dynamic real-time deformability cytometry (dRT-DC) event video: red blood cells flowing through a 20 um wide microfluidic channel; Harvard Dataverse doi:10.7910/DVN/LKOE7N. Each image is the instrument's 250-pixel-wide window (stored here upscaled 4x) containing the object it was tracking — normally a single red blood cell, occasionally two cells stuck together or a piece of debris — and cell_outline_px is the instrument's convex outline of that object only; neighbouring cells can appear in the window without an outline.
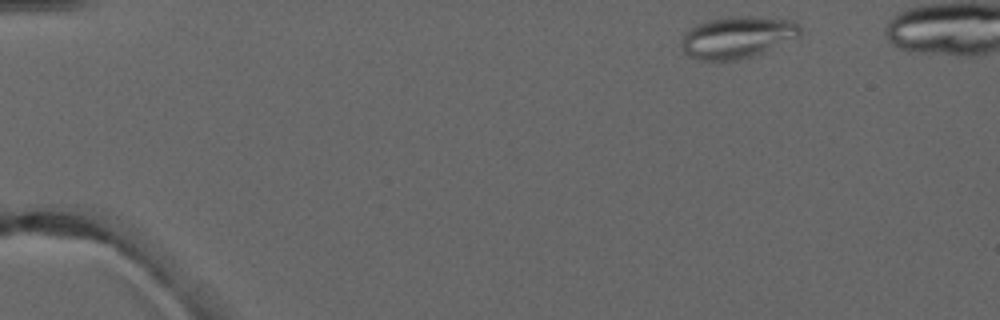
{"species": "common noctule bat (a hibernating species)", "species_latin": "Nyctalus noctula", "temperature_condition": "warm", "stored_images_in_passage": 5, "camera_frame_rate_fps": 3000, "um_per_image_px": 0.085, "animal": {"sex": "male", "forearm_length_mm": 52.5}, "frame": {"image": 1, "passage_image": 1, "time_ms": 0.0, "image_size_px": [1000, 320], "cell_outline_px": [[800, 36], [764, 52], [752, 56], [736, 60], [700, 60], [684, 52], [680, 48], [680, 40], [684, 32], [696, 24], [708, 20], [736, 16], [756, 16], [792, 20], [800, 24]], "centroid_in_image_um": [62.66, 3.16], "position_along_channel_um": 22.3, "area_um2": 29.07}}